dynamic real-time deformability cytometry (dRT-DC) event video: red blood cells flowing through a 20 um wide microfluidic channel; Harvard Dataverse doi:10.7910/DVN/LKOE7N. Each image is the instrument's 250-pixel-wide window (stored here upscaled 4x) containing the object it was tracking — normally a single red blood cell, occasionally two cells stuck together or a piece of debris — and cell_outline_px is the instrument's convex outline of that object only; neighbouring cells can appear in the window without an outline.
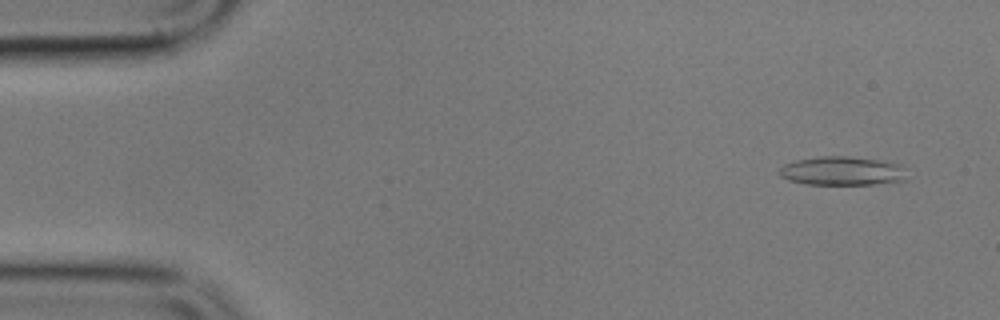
{"species": "common noctule bat (a hibernating species)", "species_latin": "Nyctalus noctula", "temperature_condition": "cold", "stored_images_in_passage": 9, "camera_frame_rate_fps": 3000, "um_per_image_px": 0.085, "animal": {"sex": "male", "body_mass_g": 17.9}, "frame": {"image": 1, "passage_image": 1, "time_ms": 0.0, "image_size_px": [1000, 320], "cell_outline_px": [[908, 180], [872, 184], [804, 184], [788, 180], [780, 176], [780, 168], [784, 164], [796, 160], [820, 156], [848, 156], [884, 160], [900, 164], [908, 168]], "centroid_in_image_um": [71.67, 14.52], "position_along_channel_um": 13.3, "area_um2": 21.85}}
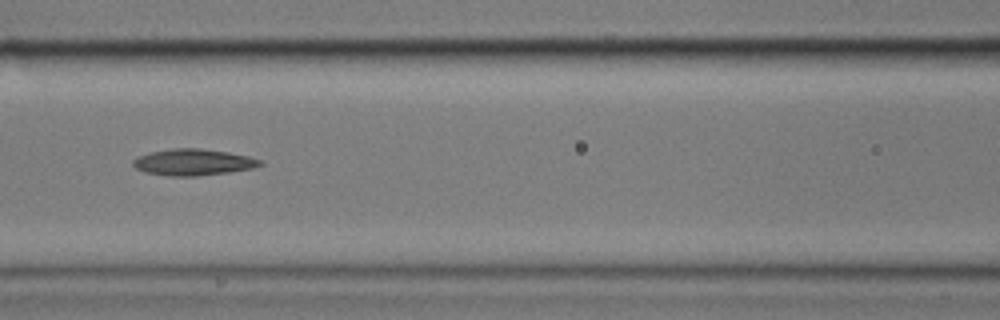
{"frame": {"image": 2, "passage_image": 7, "time_ms": 7.0, "image_size_px": [1000, 320], "cell_outline_px": [[264, 164], [252, 168], [228, 172], [196, 176], [168, 176], [144, 172], [136, 168], [132, 164], [132, 160], [136, 156], [152, 152], [172, 148], [200, 148], [228, 152], [248, 156], [260, 160]], "centroid_in_image_um": [16.38, 13.78], "position_along_channel_um": 150.2, "area_um2": 19.54}}
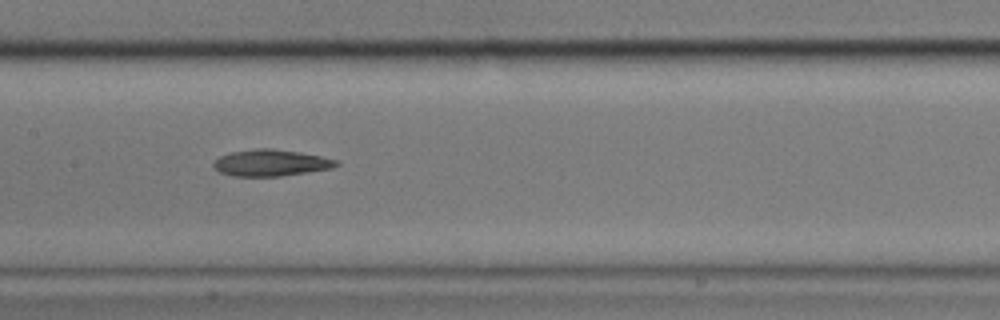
{"frame": {"image": 3, "passage_image": 8, "time_ms": 8.0, "image_size_px": [1000, 320], "cell_outline_px": [[340, 164], [332, 168], [280, 176], [232, 176], [220, 172], [212, 164], [220, 156], [232, 152], [256, 148], [272, 148], [300, 152], [320, 156], [336, 160]], "centroid_in_image_um": [23.02, 13.83], "position_along_channel_um": 184.4, "area_um2": 18.79}}